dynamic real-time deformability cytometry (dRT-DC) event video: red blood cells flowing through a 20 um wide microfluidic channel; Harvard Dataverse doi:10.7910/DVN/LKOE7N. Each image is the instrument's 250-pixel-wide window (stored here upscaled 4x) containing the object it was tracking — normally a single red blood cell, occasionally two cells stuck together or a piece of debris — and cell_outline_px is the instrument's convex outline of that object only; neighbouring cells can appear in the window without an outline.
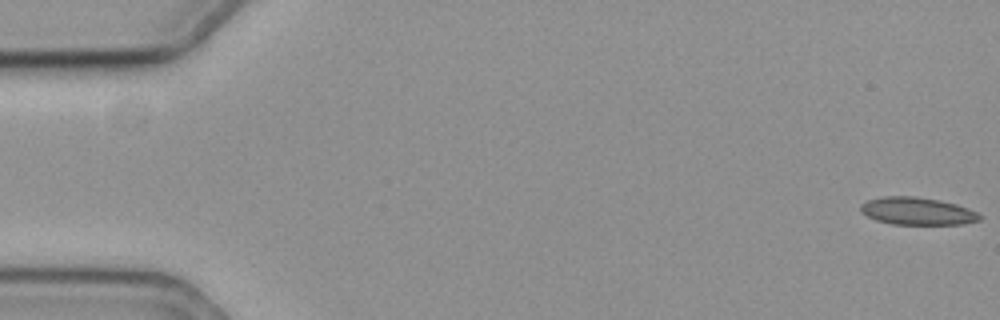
{"species": "common noctule bat (a hibernating species)", "species_latin": "Nyctalus noctula", "temperature_condition": "cold", "stored_images_in_passage": 59, "camera_frame_rate_fps": 3000, "um_per_image_px": 0.085, "animal": {"sex": "female", "body_mass_g": 19.3, "forearm_length_mm": 54.1}, "frame": {"image": 1, "passage_image": 1, "time_ms": 0.0, "image_size_px": [1000, 320], "cell_outline_px": [[980, 220], [964, 224], [892, 224], [876, 220], [860, 212], [860, 204], [868, 200], [880, 196], [916, 196], [940, 200], [956, 204], [968, 208], [976, 212], [980, 216]], "centroid_in_image_um": [77.93, 17.93], "position_along_channel_um": 7.1, "area_um2": 19.13}}
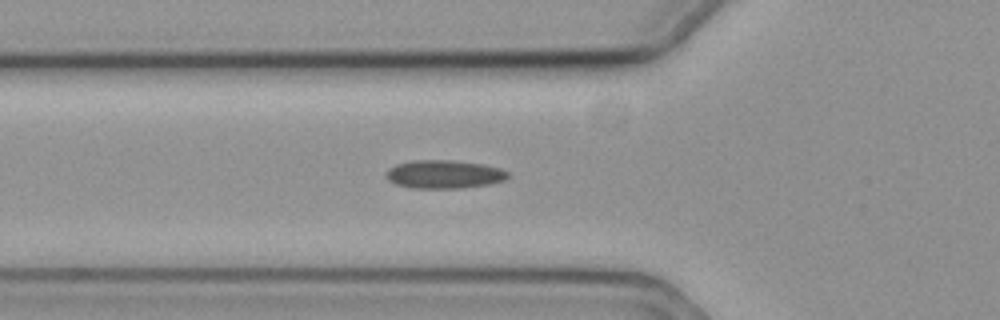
{"frame": {"image": 2, "passage_image": 21, "time_ms": 6.667, "image_size_px": [1000, 320], "cell_outline_px": [[512, 176], [508, 180], [488, 184], [460, 188], [412, 188], [396, 184], [388, 180], [384, 176], [384, 172], [388, 168], [396, 164], [412, 160], [452, 160], [484, 164], [500, 168], [508, 172]], "centroid_in_image_um": [37.75, 14.81], "position_along_channel_um": 88.0, "area_um2": 20.46}}
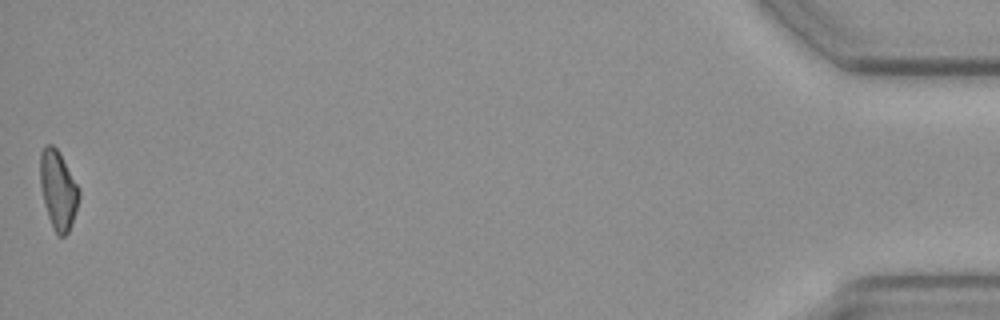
{"frame": {"image": 3, "passage_image": 59, "time_ms": 19.333, "image_size_px": [1000, 320], "cell_outline_px": [[80, 196], [68, 232], [64, 236], [56, 236], [48, 216], [44, 204], [40, 184], [40, 152], [44, 144], [52, 144], [60, 152], [80, 192]], "centroid_in_image_um": [4.91, 16.12], "position_along_channel_um": 430.3, "area_um2": 17.69}}